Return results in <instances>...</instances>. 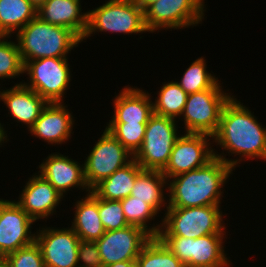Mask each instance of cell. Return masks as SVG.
<instances>
[{
    "instance_id": "52a82bcc",
    "label": "cell",
    "mask_w": 266,
    "mask_h": 267,
    "mask_svg": "<svg viewBox=\"0 0 266 267\" xmlns=\"http://www.w3.org/2000/svg\"><path fill=\"white\" fill-rule=\"evenodd\" d=\"M217 82L212 88L189 94L182 113L186 133L213 136L219 127L221 113L232 97Z\"/></svg>"
},
{
    "instance_id": "7402d4cb",
    "label": "cell",
    "mask_w": 266,
    "mask_h": 267,
    "mask_svg": "<svg viewBox=\"0 0 266 267\" xmlns=\"http://www.w3.org/2000/svg\"><path fill=\"white\" fill-rule=\"evenodd\" d=\"M74 216L71 228L80 240L96 241L104 235L106 230L98 212V196L92 190L76 202Z\"/></svg>"
},
{
    "instance_id": "d6986e66",
    "label": "cell",
    "mask_w": 266,
    "mask_h": 267,
    "mask_svg": "<svg viewBox=\"0 0 266 267\" xmlns=\"http://www.w3.org/2000/svg\"><path fill=\"white\" fill-rule=\"evenodd\" d=\"M6 104L9 114L21 124L33 127L35 121L41 115L48 102L34 90L25 86L22 82L15 84L12 88L0 91V101Z\"/></svg>"
},
{
    "instance_id": "d6a6232c",
    "label": "cell",
    "mask_w": 266,
    "mask_h": 267,
    "mask_svg": "<svg viewBox=\"0 0 266 267\" xmlns=\"http://www.w3.org/2000/svg\"><path fill=\"white\" fill-rule=\"evenodd\" d=\"M4 259L10 267H45L40 248L35 241L8 254Z\"/></svg>"
},
{
    "instance_id": "4dcf8cb0",
    "label": "cell",
    "mask_w": 266,
    "mask_h": 267,
    "mask_svg": "<svg viewBox=\"0 0 266 267\" xmlns=\"http://www.w3.org/2000/svg\"><path fill=\"white\" fill-rule=\"evenodd\" d=\"M6 38L9 36H0V79H12L24 74V63L18 45Z\"/></svg>"
},
{
    "instance_id": "5bb4252c",
    "label": "cell",
    "mask_w": 266,
    "mask_h": 267,
    "mask_svg": "<svg viewBox=\"0 0 266 267\" xmlns=\"http://www.w3.org/2000/svg\"><path fill=\"white\" fill-rule=\"evenodd\" d=\"M152 237L142 228L128 225L118 230L105 231L96 240L103 266L136 260L143 246Z\"/></svg>"
},
{
    "instance_id": "277c9868",
    "label": "cell",
    "mask_w": 266,
    "mask_h": 267,
    "mask_svg": "<svg viewBox=\"0 0 266 267\" xmlns=\"http://www.w3.org/2000/svg\"><path fill=\"white\" fill-rule=\"evenodd\" d=\"M157 237L199 238L209 234H224L226 229L219 206L167 208ZM223 221V222H222Z\"/></svg>"
},
{
    "instance_id": "ba28073f",
    "label": "cell",
    "mask_w": 266,
    "mask_h": 267,
    "mask_svg": "<svg viewBox=\"0 0 266 267\" xmlns=\"http://www.w3.org/2000/svg\"><path fill=\"white\" fill-rule=\"evenodd\" d=\"M225 234L199 238L158 237L185 267H226L230 262L224 253ZM229 262V263H228Z\"/></svg>"
},
{
    "instance_id": "1f68e13d",
    "label": "cell",
    "mask_w": 266,
    "mask_h": 267,
    "mask_svg": "<svg viewBox=\"0 0 266 267\" xmlns=\"http://www.w3.org/2000/svg\"><path fill=\"white\" fill-rule=\"evenodd\" d=\"M98 212L106 231L118 230L128 226L121 201L106 200L98 197Z\"/></svg>"
},
{
    "instance_id": "e575fe53",
    "label": "cell",
    "mask_w": 266,
    "mask_h": 267,
    "mask_svg": "<svg viewBox=\"0 0 266 267\" xmlns=\"http://www.w3.org/2000/svg\"><path fill=\"white\" fill-rule=\"evenodd\" d=\"M104 267H137L136 260L116 262Z\"/></svg>"
},
{
    "instance_id": "83f0119b",
    "label": "cell",
    "mask_w": 266,
    "mask_h": 267,
    "mask_svg": "<svg viewBox=\"0 0 266 267\" xmlns=\"http://www.w3.org/2000/svg\"><path fill=\"white\" fill-rule=\"evenodd\" d=\"M137 267H185L158 238L152 237L136 259Z\"/></svg>"
},
{
    "instance_id": "d590c367",
    "label": "cell",
    "mask_w": 266,
    "mask_h": 267,
    "mask_svg": "<svg viewBox=\"0 0 266 267\" xmlns=\"http://www.w3.org/2000/svg\"><path fill=\"white\" fill-rule=\"evenodd\" d=\"M144 11L154 2L160 0H134Z\"/></svg>"
},
{
    "instance_id": "9c48e42d",
    "label": "cell",
    "mask_w": 266,
    "mask_h": 267,
    "mask_svg": "<svg viewBox=\"0 0 266 267\" xmlns=\"http://www.w3.org/2000/svg\"><path fill=\"white\" fill-rule=\"evenodd\" d=\"M68 58L46 57L24 63L29 82L23 83L48 103H63V95L70 83Z\"/></svg>"
},
{
    "instance_id": "9a60e30c",
    "label": "cell",
    "mask_w": 266,
    "mask_h": 267,
    "mask_svg": "<svg viewBox=\"0 0 266 267\" xmlns=\"http://www.w3.org/2000/svg\"><path fill=\"white\" fill-rule=\"evenodd\" d=\"M79 241L80 238L71 227L42 228L35 235L45 267H78Z\"/></svg>"
},
{
    "instance_id": "7a4b0ae2",
    "label": "cell",
    "mask_w": 266,
    "mask_h": 267,
    "mask_svg": "<svg viewBox=\"0 0 266 267\" xmlns=\"http://www.w3.org/2000/svg\"><path fill=\"white\" fill-rule=\"evenodd\" d=\"M232 96L225 104L217 132L212 136L215 143L230 154L266 160V128Z\"/></svg>"
},
{
    "instance_id": "ac0fdd59",
    "label": "cell",
    "mask_w": 266,
    "mask_h": 267,
    "mask_svg": "<svg viewBox=\"0 0 266 267\" xmlns=\"http://www.w3.org/2000/svg\"><path fill=\"white\" fill-rule=\"evenodd\" d=\"M62 103H48L29 130L39 139L52 144L65 143L71 137L74 119Z\"/></svg>"
},
{
    "instance_id": "74e56055",
    "label": "cell",
    "mask_w": 266,
    "mask_h": 267,
    "mask_svg": "<svg viewBox=\"0 0 266 267\" xmlns=\"http://www.w3.org/2000/svg\"><path fill=\"white\" fill-rule=\"evenodd\" d=\"M7 131L4 130L3 125L0 123V145L4 143L5 140H7Z\"/></svg>"
},
{
    "instance_id": "44dd1931",
    "label": "cell",
    "mask_w": 266,
    "mask_h": 267,
    "mask_svg": "<svg viewBox=\"0 0 266 267\" xmlns=\"http://www.w3.org/2000/svg\"><path fill=\"white\" fill-rule=\"evenodd\" d=\"M80 0H48L37 10L44 22L72 30L80 39L87 28V12L81 13Z\"/></svg>"
},
{
    "instance_id": "484cf974",
    "label": "cell",
    "mask_w": 266,
    "mask_h": 267,
    "mask_svg": "<svg viewBox=\"0 0 266 267\" xmlns=\"http://www.w3.org/2000/svg\"><path fill=\"white\" fill-rule=\"evenodd\" d=\"M157 94V100L153 102L154 114L174 119L182 115L188 94L176 81L163 84Z\"/></svg>"
},
{
    "instance_id": "8992f818",
    "label": "cell",
    "mask_w": 266,
    "mask_h": 267,
    "mask_svg": "<svg viewBox=\"0 0 266 267\" xmlns=\"http://www.w3.org/2000/svg\"><path fill=\"white\" fill-rule=\"evenodd\" d=\"M176 119L153 114L146 125L141 148L134 160L143 170L162 171L167 165L178 137Z\"/></svg>"
},
{
    "instance_id": "8fae6325",
    "label": "cell",
    "mask_w": 266,
    "mask_h": 267,
    "mask_svg": "<svg viewBox=\"0 0 266 267\" xmlns=\"http://www.w3.org/2000/svg\"><path fill=\"white\" fill-rule=\"evenodd\" d=\"M204 0H160L145 11V25L148 32L165 28L181 29L198 25L204 18Z\"/></svg>"
},
{
    "instance_id": "6da1fadb",
    "label": "cell",
    "mask_w": 266,
    "mask_h": 267,
    "mask_svg": "<svg viewBox=\"0 0 266 267\" xmlns=\"http://www.w3.org/2000/svg\"><path fill=\"white\" fill-rule=\"evenodd\" d=\"M241 160H229L214 151V158L203 167L170 178V199L166 207L220 206L223 193L221 188Z\"/></svg>"
},
{
    "instance_id": "836d02e7",
    "label": "cell",
    "mask_w": 266,
    "mask_h": 267,
    "mask_svg": "<svg viewBox=\"0 0 266 267\" xmlns=\"http://www.w3.org/2000/svg\"><path fill=\"white\" fill-rule=\"evenodd\" d=\"M78 267H104L95 241H79Z\"/></svg>"
},
{
    "instance_id": "ffe728a7",
    "label": "cell",
    "mask_w": 266,
    "mask_h": 267,
    "mask_svg": "<svg viewBox=\"0 0 266 267\" xmlns=\"http://www.w3.org/2000/svg\"><path fill=\"white\" fill-rule=\"evenodd\" d=\"M113 105L114 115L109 123H148L154 114L149 93L131 86L120 91Z\"/></svg>"
},
{
    "instance_id": "cb8c5ba5",
    "label": "cell",
    "mask_w": 266,
    "mask_h": 267,
    "mask_svg": "<svg viewBox=\"0 0 266 267\" xmlns=\"http://www.w3.org/2000/svg\"><path fill=\"white\" fill-rule=\"evenodd\" d=\"M166 177L159 170H142L135 179L130 196L152 206L157 212L165 206ZM163 204V205H162Z\"/></svg>"
},
{
    "instance_id": "5b68a950",
    "label": "cell",
    "mask_w": 266,
    "mask_h": 267,
    "mask_svg": "<svg viewBox=\"0 0 266 267\" xmlns=\"http://www.w3.org/2000/svg\"><path fill=\"white\" fill-rule=\"evenodd\" d=\"M87 14V28L81 41L96 31L128 35L148 32L144 10L134 0H109Z\"/></svg>"
},
{
    "instance_id": "e0dca14e",
    "label": "cell",
    "mask_w": 266,
    "mask_h": 267,
    "mask_svg": "<svg viewBox=\"0 0 266 267\" xmlns=\"http://www.w3.org/2000/svg\"><path fill=\"white\" fill-rule=\"evenodd\" d=\"M46 159L40 164L38 174L40 172L62 197L73 187L91 192L84 178L83 164L80 166L78 162L59 153L50 154Z\"/></svg>"
},
{
    "instance_id": "4fadbf2b",
    "label": "cell",
    "mask_w": 266,
    "mask_h": 267,
    "mask_svg": "<svg viewBox=\"0 0 266 267\" xmlns=\"http://www.w3.org/2000/svg\"><path fill=\"white\" fill-rule=\"evenodd\" d=\"M35 221L14 201L0 199V258L35 241Z\"/></svg>"
},
{
    "instance_id": "603a6c76",
    "label": "cell",
    "mask_w": 266,
    "mask_h": 267,
    "mask_svg": "<svg viewBox=\"0 0 266 267\" xmlns=\"http://www.w3.org/2000/svg\"><path fill=\"white\" fill-rule=\"evenodd\" d=\"M142 170V167L133 159L130 163L103 179L92 191L99 198L120 201L130 196L136 176Z\"/></svg>"
},
{
    "instance_id": "7c38bea8",
    "label": "cell",
    "mask_w": 266,
    "mask_h": 267,
    "mask_svg": "<svg viewBox=\"0 0 266 267\" xmlns=\"http://www.w3.org/2000/svg\"><path fill=\"white\" fill-rule=\"evenodd\" d=\"M209 137L212 136L201 133H184V136H179L167 165L161 171L166 179L203 167L211 161L215 149L211 148L208 141L212 139Z\"/></svg>"
},
{
    "instance_id": "3957f363",
    "label": "cell",
    "mask_w": 266,
    "mask_h": 267,
    "mask_svg": "<svg viewBox=\"0 0 266 267\" xmlns=\"http://www.w3.org/2000/svg\"><path fill=\"white\" fill-rule=\"evenodd\" d=\"M17 45L23 63L46 57L67 58L81 39L70 29L42 21L38 16L20 29Z\"/></svg>"
},
{
    "instance_id": "f1b7e54d",
    "label": "cell",
    "mask_w": 266,
    "mask_h": 267,
    "mask_svg": "<svg viewBox=\"0 0 266 267\" xmlns=\"http://www.w3.org/2000/svg\"><path fill=\"white\" fill-rule=\"evenodd\" d=\"M203 57L196 59L184 72L179 86L189 95L212 88L219 80L208 73Z\"/></svg>"
},
{
    "instance_id": "f546056e",
    "label": "cell",
    "mask_w": 266,
    "mask_h": 267,
    "mask_svg": "<svg viewBox=\"0 0 266 267\" xmlns=\"http://www.w3.org/2000/svg\"><path fill=\"white\" fill-rule=\"evenodd\" d=\"M147 123H109L106 130L131 154L141 148Z\"/></svg>"
},
{
    "instance_id": "8d00e7d4",
    "label": "cell",
    "mask_w": 266,
    "mask_h": 267,
    "mask_svg": "<svg viewBox=\"0 0 266 267\" xmlns=\"http://www.w3.org/2000/svg\"><path fill=\"white\" fill-rule=\"evenodd\" d=\"M31 4L38 10L42 5H44L48 0H29Z\"/></svg>"
},
{
    "instance_id": "f35d334b",
    "label": "cell",
    "mask_w": 266,
    "mask_h": 267,
    "mask_svg": "<svg viewBox=\"0 0 266 267\" xmlns=\"http://www.w3.org/2000/svg\"><path fill=\"white\" fill-rule=\"evenodd\" d=\"M0 267H10L9 264L5 261V259L0 258Z\"/></svg>"
},
{
    "instance_id": "2e32d148",
    "label": "cell",
    "mask_w": 266,
    "mask_h": 267,
    "mask_svg": "<svg viewBox=\"0 0 266 267\" xmlns=\"http://www.w3.org/2000/svg\"><path fill=\"white\" fill-rule=\"evenodd\" d=\"M15 201L34 221L53 215L63 197L40 174L32 176Z\"/></svg>"
},
{
    "instance_id": "d4e9b609",
    "label": "cell",
    "mask_w": 266,
    "mask_h": 267,
    "mask_svg": "<svg viewBox=\"0 0 266 267\" xmlns=\"http://www.w3.org/2000/svg\"><path fill=\"white\" fill-rule=\"evenodd\" d=\"M37 16L29 0H0V36H11Z\"/></svg>"
},
{
    "instance_id": "4316f807",
    "label": "cell",
    "mask_w": 266,
    "mask_h": 267,
    "mask_svg": "<svg viewBox=\"0 0 266 267\" xmlns=\"http://www.w3.org/2000/svg\"><path fill=\"white\" fill-rule=\"evenodd\" d=\"M120 201L128 225L142 228L151 237H157L159 235L162 228V222L160 225L158 224L157 226L153 225V227H149V229L147 226V222L150 219H155V215L158 214L152 206L131 196Z\"/></svg>"
},
{
    "instance_id": "30bf717a",
    "label": "cell",
    "mask_w": 266,
    "mask_h": 267,
    "mask_svg": "<svg viewBox=\"0 0 266 267\" xmlns=\"http://www.w3.org/2000/svg\"><path fill=\"white\" fill-rule=\"evenodd\" d=\"M133 157L134 155L105 129L83 164L84 178L89 189L92 190L103 179L130 163Z\"/></svg>"
}]
</instances>
